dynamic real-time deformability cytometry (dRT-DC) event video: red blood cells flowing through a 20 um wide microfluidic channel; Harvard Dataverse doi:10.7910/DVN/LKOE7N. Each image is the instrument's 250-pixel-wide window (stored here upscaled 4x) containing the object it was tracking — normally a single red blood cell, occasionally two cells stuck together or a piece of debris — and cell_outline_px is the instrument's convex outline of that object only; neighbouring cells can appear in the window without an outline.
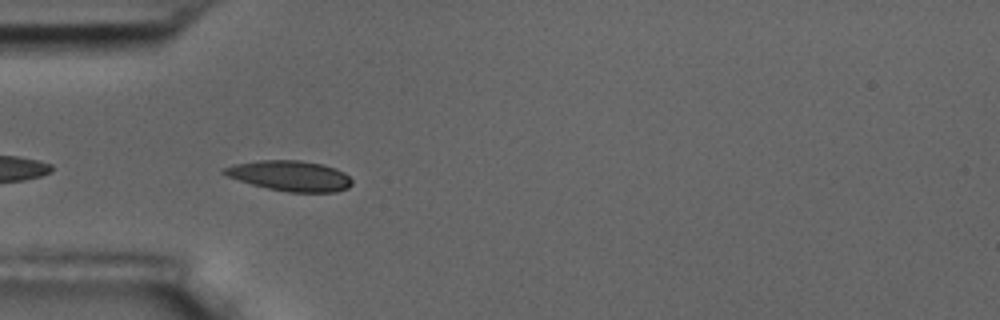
{"species": "common noctule bat (a hibernating species)", "species_latin": "Nyctalus noctula", "temperature_condition": "room temperature", "stored_images_in_passage": 6, "camera_frame_rate_fps": 3000, "um_per_image_px": 0.085, "animal": {"sex": "male", "body_mass_g": 17.5, "forearm_length_mm": 52.3}, "frame": {"image": 1, "passage_image": 5, "time_ms": 4.667, "image_size_px": [1000, 320], "cell_outline_px": [[352, 184], [348, 188], [336, 192], [288, 192], [268, 188], [252, 184], [228, 176], [220, 172], [220, 168], [232, 164], [260, 160], [300, 160], [324, 164], [336, 168], [344, 172], [352, 180]], "centroid_in_image_um": [24.65, 14.93], "position_along_channel_um": 60.4, "area_um2": 22.77}}